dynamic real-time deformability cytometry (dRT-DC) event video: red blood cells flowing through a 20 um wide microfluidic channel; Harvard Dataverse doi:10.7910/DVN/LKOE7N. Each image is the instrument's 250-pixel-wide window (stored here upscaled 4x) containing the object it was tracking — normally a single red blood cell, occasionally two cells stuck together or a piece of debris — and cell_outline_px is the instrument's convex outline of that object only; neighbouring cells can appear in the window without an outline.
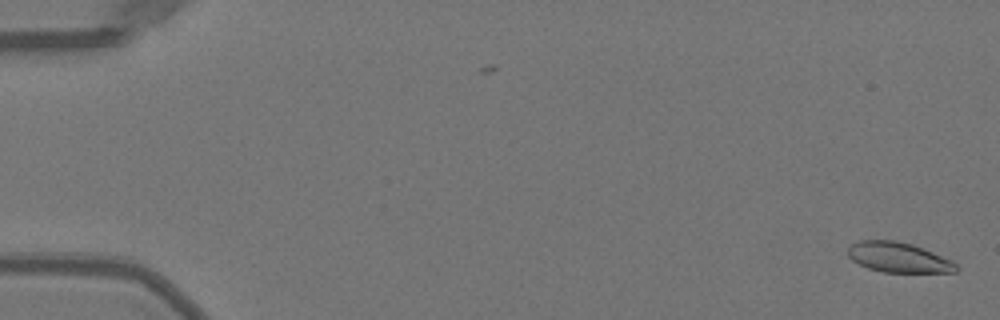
{"species": "Egyptian fruit bat (a non-hibernating species)", "species_latin": "Rousettus aegyptiacus", "temperature_condition": "warm", "stored_images_in_passage": 52, "camera_frame_rate_fps": 3000, "um_per_image_px": 0.085, "animal": {"sex": "female"}, "frame": {"image": 1, "passage_image": 2, "time_ms": 0.333, "image_size_px": [1000, 320], "cell_outline_px": [[960, 268], [956, 272], [884, 272], [868, 268], [852, 260], [848, 256], [848, 248], [852, 244], [860, 240], [896, 240], [912, 244], [952, 260]], "centroid_in_image_um": [76.38, 21.88], "position_along_channel_um": 8.6, "area_um2": 18.9}}
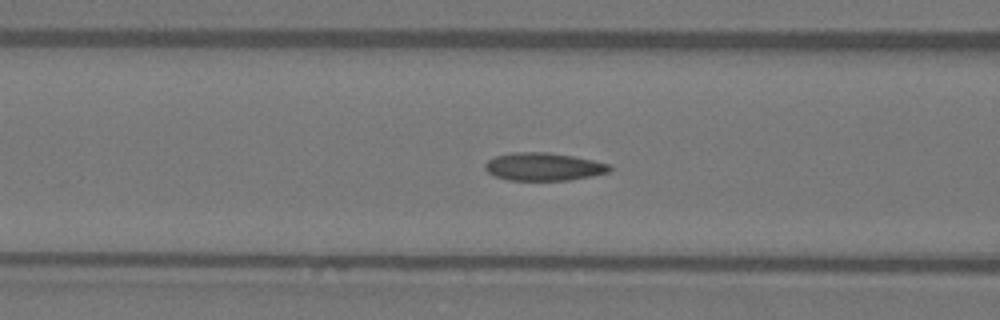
{"frame": {"image": 2, "passage_image": 22, "time_ms": 7.0, "image_size_px": [1000, 320], "cell_outline_px": [[612, 168], [608, 172], [592, 176], [568, 180], [508, 180], [496, 176], [488, 172], [484, 168], [484, 164], [492, 156], [512, 152], [548, 152], [572, 156], [612, 164]], "centroid_in_image_um": [46.19, 14.16], "position_along_channel_um": 120.4, "area_um2": 20.35}}
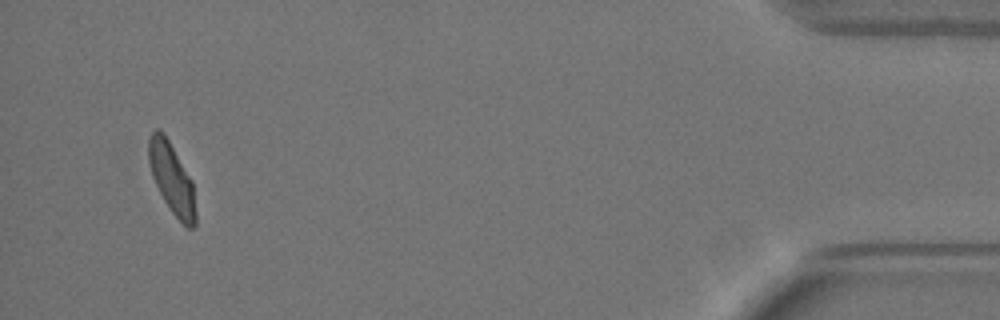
{"frame": {"image": 3, "passage_image": 50, "time_ms": 16.333, "image_size_px": [1000, 320], "cell_outline_px": [[196, 224], [192, 228], [188, 228], [172, 212], [164, 200], [152, 176], [148, 160], [148, 136], [156, 128], [164, 132], [192, 180], [196, 212]], "centroid_in_image_um": [14.59, 15.14], "position_along_channel_um": 420.6, "area_um2": 19.25}, "authors_computed_cell_mechanics": {"area_um2": 19.5942, "velocity_mm_per_s": 4.0081, "shape_relaxation_time_tau1_ms": 4.1881, "shape_relaxation_time_tau2_ms": 1.2019, "deformation_change_tau1": 0.1624, "deformation_change_tau2": 0.065}}